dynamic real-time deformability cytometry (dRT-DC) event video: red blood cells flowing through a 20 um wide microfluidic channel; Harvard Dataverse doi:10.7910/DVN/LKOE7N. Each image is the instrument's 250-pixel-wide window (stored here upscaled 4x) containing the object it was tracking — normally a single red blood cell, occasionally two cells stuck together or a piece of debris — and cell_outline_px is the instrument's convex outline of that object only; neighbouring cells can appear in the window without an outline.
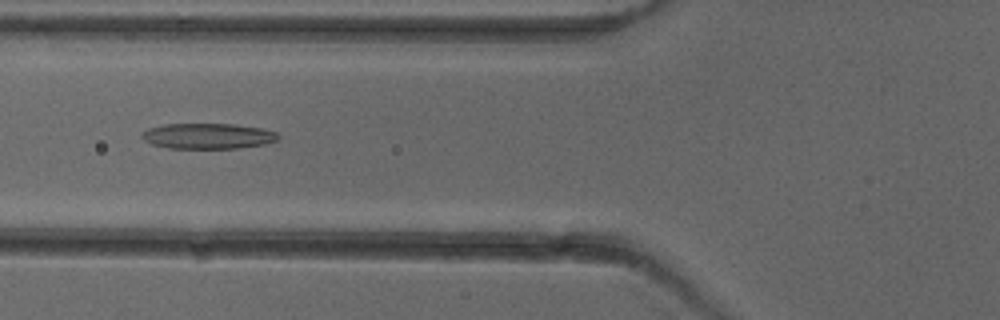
{"species": "common noctule bat (a hibernating species)", "species_latin": "Nyctalus noctula", "temperature_condition": "cold", "stored_images_in_passage": 4, "camera_frame_rate_fps": 3000, "um_per_image_px": 0.085, "animal": {"sex": "female"}, "frame": {"image": 1, "passage_image": 4, "time_ms": 4.0, "image_size_px": [1000, 320], "cell_outline_px": [[280, 136], [276, 140], [264, 144], [240, 148], [168, 148], [152, 144], [144, 140], [140, 136], [140, 132], [148, 128], [164, 124], [236, 124], [260, 128], [276, 132]], "centroid_in_image_um": [17.63, 11.56], "position_along_channel_um": 108.2, "area_um2": 20.35}}